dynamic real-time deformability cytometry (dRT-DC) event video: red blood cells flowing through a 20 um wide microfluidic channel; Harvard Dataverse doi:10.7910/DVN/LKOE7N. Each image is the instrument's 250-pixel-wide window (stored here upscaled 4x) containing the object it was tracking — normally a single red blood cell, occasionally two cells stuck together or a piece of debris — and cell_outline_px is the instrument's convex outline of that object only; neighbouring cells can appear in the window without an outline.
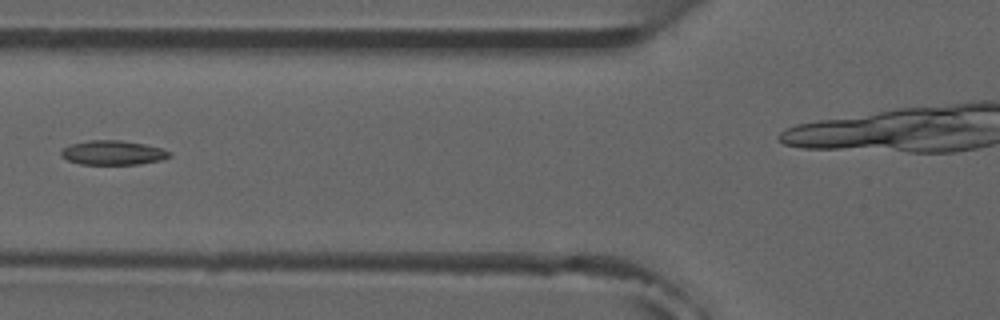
{"species": "common noctule bat (a hibernating species)", "species_latin": "Nyctalus noctula", "temperature_condition": "room temperature", "stored_images_in_passage": 6, "segment_of_instrument_passage": [1, 2], "camera_frame_rate_fps": 3000, "um_per_image_px": 0.085, "animal": {"sex": "male", "forearm_length_mm": 52.5}, "frame": {"image": 1, "passage_image": 5, "time_ms": 4.667, "image_size_px": [1000, 320], "cell_outline_px": [[172, 156], [160, 160], [140, 164], [80, 164], [68, 160], [60, 156], [60, 152], [64, 148], [72, 144], [92, 140], [120, 140], [144, 144], [160, 148], [172, 152]], "centroid_in_image_um": [9.61, 12.98], "position_along_channel_um": 116.2, "area_um2": 15.26}}